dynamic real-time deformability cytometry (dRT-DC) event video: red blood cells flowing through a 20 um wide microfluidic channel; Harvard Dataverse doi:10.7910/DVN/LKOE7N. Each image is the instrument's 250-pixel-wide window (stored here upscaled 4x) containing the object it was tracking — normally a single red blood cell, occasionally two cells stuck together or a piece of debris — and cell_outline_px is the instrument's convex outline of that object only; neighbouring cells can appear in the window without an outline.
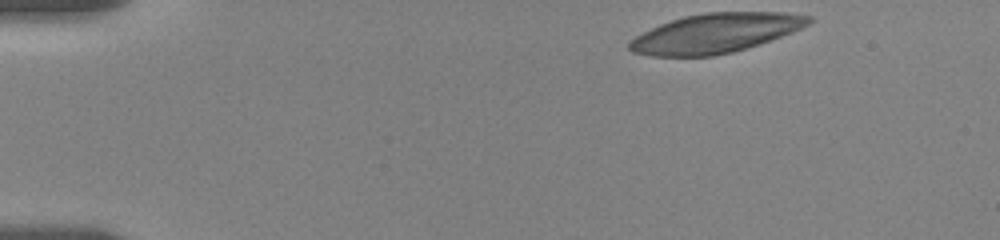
{"species": "human", "species_latin": "Homo sapiens", "temperature_condition": "room temperature", "stored_images_in_passage": 14, "camera_frame_rate_fps": 3000, "um_per_image_px": 0.085, "donor": {"sex": "female"}, "frame": {"image": 1, "passage_image": 1, "time_ms": 0.0, "image_size_px": [1000, 240], "cell_outline_px": [[812, 20], [808, 24], [792, 32], [732, 52], [712, 56], [652, 56], [632, 52], [628, 48], [628, 44], [636, 36], [660, 24], [684, 16], [708, 12], [780, 12], [812, 16]], "centroid_in_image_um": [60.79, 2.81], "position_along_channel_um": 24.2, "area_um2": 40.52}}
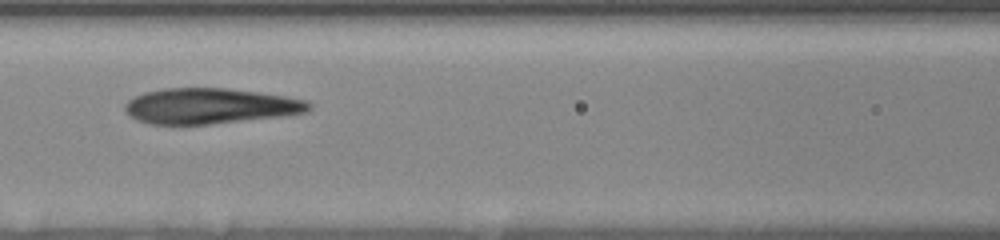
{"frame": {"image": 2, "passage_image": 10, "time_ms": 3.0, "image_size_px": [1000, 240], "cell_outline_px": [[312, 108], [308, 112], [288, 116], [208, 124], [148, 124], [136, 120], [128, 116], [124, 108], [124, 104], [128, 100], [144, 92], [164, 88], [224, 88], [256, 92], [284, 96], [308, 100], [312, 104]], "centroid_in_image_um": [17.87, 9.02], "position_along_channel_um": 148.7, "area_um2": 38.44}}
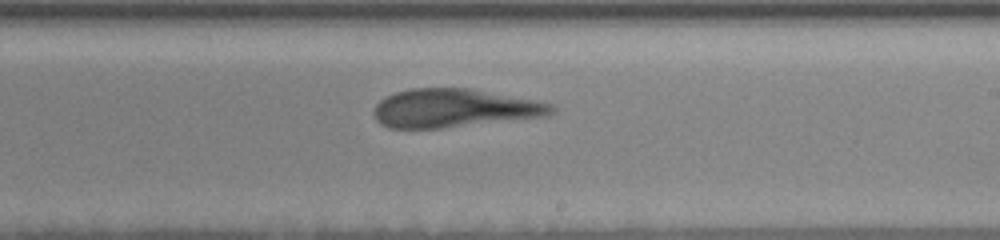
{"frame": {"image": 3, "passage_image": 14, "time_ms": 4.333, "image_size_px": [1000, 240], "cell_outline_px": [[556, 108], [548, 116], [440, 128], [388, 128], [380, 124], [376, 120], [376, 104], [380, 100], [396, 92], [412, 88], [472, 88], [552, 104]], "centroid_in_image_um": [38.6, 9.19], "position_along_channel_um": 250.4, "area_um2": 39.42}}